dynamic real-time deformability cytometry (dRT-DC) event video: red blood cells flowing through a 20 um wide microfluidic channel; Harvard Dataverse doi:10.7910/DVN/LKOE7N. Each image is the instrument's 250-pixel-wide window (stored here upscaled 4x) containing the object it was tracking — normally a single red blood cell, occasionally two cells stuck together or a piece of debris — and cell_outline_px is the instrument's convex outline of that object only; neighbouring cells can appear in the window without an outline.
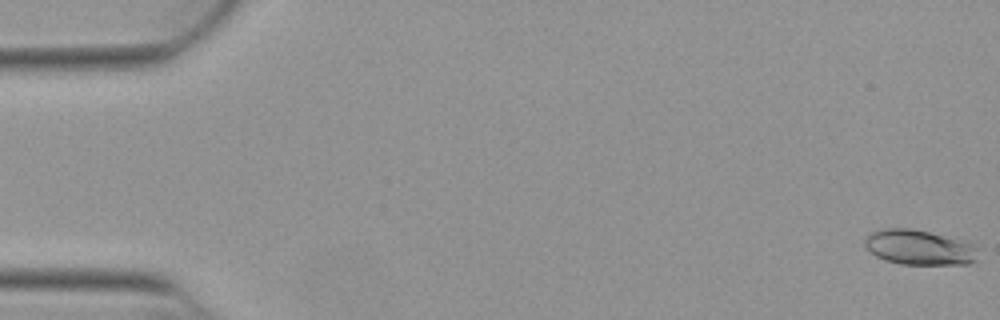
{"species": "Egyptian fruit bat (a non-hibernating species)", "species_latin": "Rousettus aegyptiacus", "temperature_condition": "warm", "stored_images_in_passage": 53, "camera_frame_rate_fps": 3000, "um_per_image_px": 0.085, "animal": {"sex": "female"}, "frame": {"image": 1, "passage_image": 1, "time_ms": 0.0, "image_size_px": [1000, 320], "cell_outline_px": [[976, 260], [968, 264], [900, 264], [884, 260], [876, 256], [864, 244], [864, 240], [872, 232], [880, 228], [912, 228], [968, 240], [976, 244]], "centroid_in_image_um": [78.17, 21.01], "position_along_channel_um": 6.8, "area_um2": 23.41}}
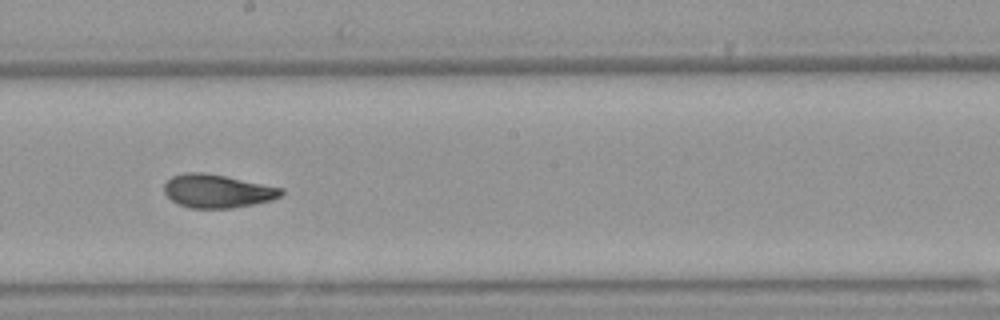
{"frame": {"image": 2, "passage_image": 30, "time_ms": 9.667, "image_size_px": [1000, 320], "cell_outline_px": [[284, 192], [280, 196], [272, 200], [232, 208], [188, 208], [176, 204], [164, 192], [164, 184], [172, 176], [184, 172], [204, 172], [284, 188]], "centroid_in_image_um": [18.45, 16.24], "position_along_channel_um": 229.7, "area_um2": 22.77}}
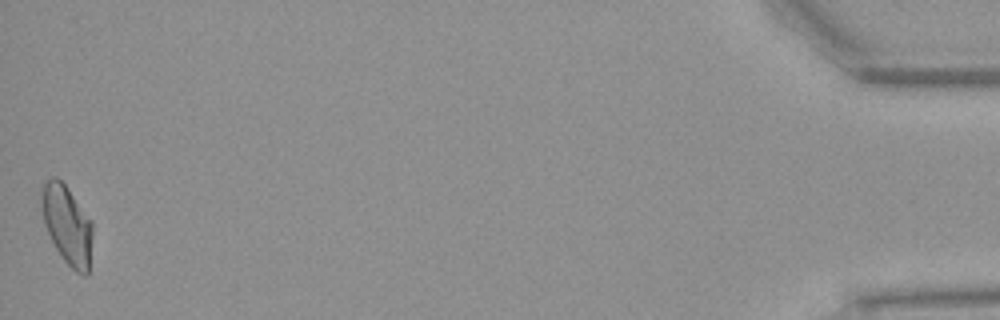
{"frame": {"image": 3, "passage_image": 53, "time_ms": 17.333, "image_size_px": [1000, 320], "cell_outline_px": [[92, 236], [88, 276], [84, 276], [76, 272], [64, 260], [56, 248], [44, 224], [40, 208], [40, 184], [52, 176], [56, 176], [64, 184], [92, 220]], "centroid_in_image_um": [5.67, 19.07], "position_along_channel_um": 429.5, "area_um2": 23.7}, "authors_computed_cell_mechanics": {"area_um2": 22.7732, "velocity_mm_per_s": 3.8736, "shape_relaxation_time_tau1_ms": 7.7036, "shape_relaxation_time_tau2_ms": 2.0369, "deformation_change_tau1": 0.2144, "deformation_change_tau2": 0.082}}